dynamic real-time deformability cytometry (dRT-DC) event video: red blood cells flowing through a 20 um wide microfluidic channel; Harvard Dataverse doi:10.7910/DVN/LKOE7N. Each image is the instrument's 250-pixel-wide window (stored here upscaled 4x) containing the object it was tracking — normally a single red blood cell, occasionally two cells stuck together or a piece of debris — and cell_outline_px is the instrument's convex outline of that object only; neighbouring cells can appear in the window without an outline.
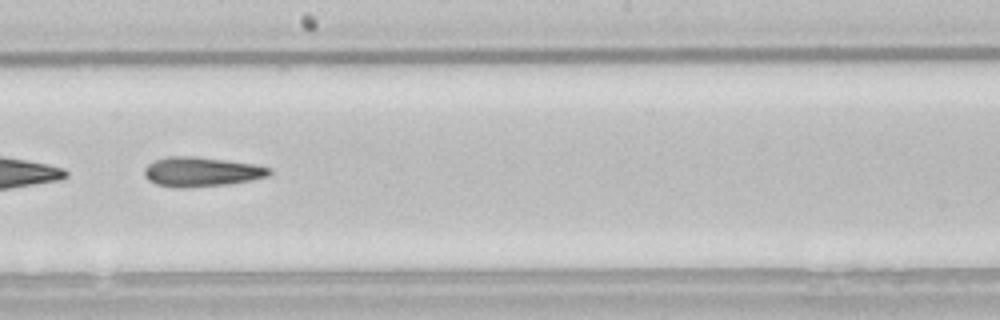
{"species": "common noctule bat (a hibernating species)", "species_latin": "Nyctalus noctula", "temperature_condition": "room temperature", "stored_images_in_passage": 51, "camera_frame_rate_fps": 3000, "um_per_image_px": 0.085, "animal": {"sex": "male", "body_mass_g": 21.5, "forearm_length_mm": 52.0}, "frame": {"image": 1, "passage_image": 29, "time_ms": 9.333, "image_size_px": [1000, 320], "cell_outline_px": [[272, 172], [268, 176], [252, 180], [228, 184], [188, 188], [180, 188], [156, 184], [148, 180], [144, 176], [144, 168], [148, 164], [156, 160], [168, 156], [196, 156], [256, 164], [272, 168]], "centroid_in_image_um": [17.13, 14.6], "position_along_channel_um": 231.1, "area_um2": 21.73}}